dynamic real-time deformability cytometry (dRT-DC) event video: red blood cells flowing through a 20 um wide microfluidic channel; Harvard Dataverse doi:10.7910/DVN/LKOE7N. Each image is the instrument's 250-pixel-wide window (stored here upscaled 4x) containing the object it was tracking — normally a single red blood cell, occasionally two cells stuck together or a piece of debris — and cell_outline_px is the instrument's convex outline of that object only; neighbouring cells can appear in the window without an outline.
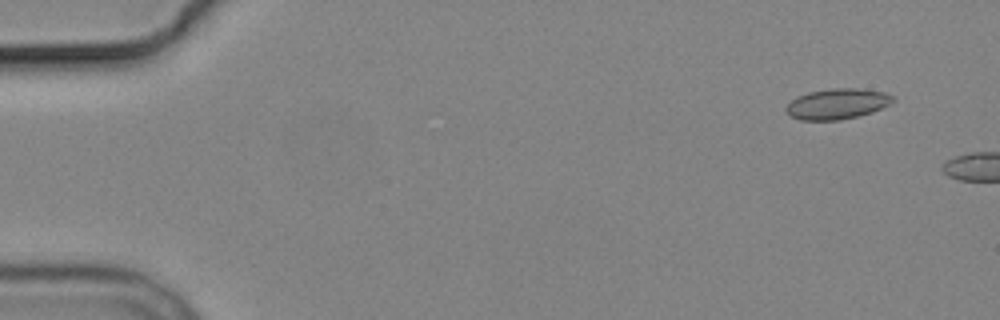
{"species": "common noctule bat (a hibernating species)", "species_latin": "Nyctalus noctula", "temperature_condition": "cold", "stored_images_in_passage": 4, "camera_frame_rate_fps": 3000, "um_per_image_px": 0.085, "animal": {"sex": "male", "body_mass_g": 19.2, "forearm_length_mm": 51.8}, "frame": {"image": 1, "passage_image": 1, "time_ms": 0.0, "image_size_px": [1000, 320], "cell_outline_px": [[896, 100], [872, 112], [840, 120], [800, 120], [788, 116], [784, 108], [796, 96], [808, 92], [832, 88], [860, 88], [884, 92], [896, 96]], "centroid_in_image_um": [71.14, 8.82], "position_along_channel_um": 13.9, "area_um2": 19.19}}